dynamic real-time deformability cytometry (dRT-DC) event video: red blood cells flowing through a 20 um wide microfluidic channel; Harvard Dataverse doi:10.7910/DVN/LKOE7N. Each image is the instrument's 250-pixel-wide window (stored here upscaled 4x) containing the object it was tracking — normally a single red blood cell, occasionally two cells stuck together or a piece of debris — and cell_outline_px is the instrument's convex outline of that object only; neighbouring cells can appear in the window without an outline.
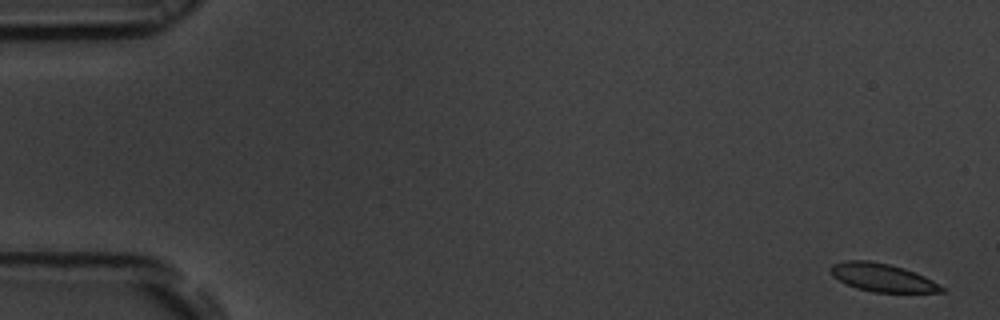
{"species": "common noctule bat (a hibernating species)", "species_latin": "Nyctalus noctula", "temperature_condition": "room temperature", "stored_images_in_passage": 10, "segment_of_instrument_passage": [2, 2], "camera_frame_rate_fps": 3000, "um_per_image_px": 0.085, "animal": {"sex": "male", "body_mass_g": 19.5, "forearm_length_mm": 54.6}, "frame": {"image": 1, "passage_image": 10, "time_ms": 3.0, "image_size_px": [1000, 320], "cell_outline_px": [[948, 292], [872, 292], [856, 288], [832, 276], [828, 268], [832, 264], [848, 260], [868, 260], [888, 264], [904, 268], [924, 276], [948, 288]], "centroid_in_image_um": [75.03, 23.59], "position_along_channel_um": 10.0, "area_um2": 18.26}}